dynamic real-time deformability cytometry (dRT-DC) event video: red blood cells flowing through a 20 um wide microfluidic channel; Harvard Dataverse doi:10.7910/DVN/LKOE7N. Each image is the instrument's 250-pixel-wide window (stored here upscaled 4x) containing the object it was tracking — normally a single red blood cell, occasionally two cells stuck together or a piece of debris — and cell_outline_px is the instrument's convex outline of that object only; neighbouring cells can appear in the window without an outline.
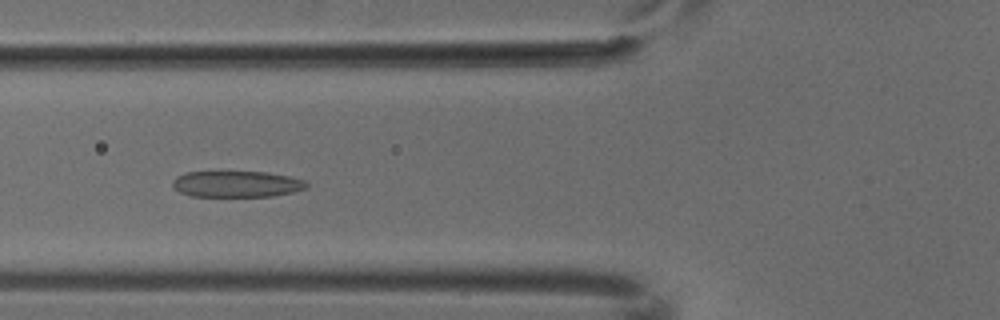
{"species": "common noctule bat (a hibernating species)", "species_latin": "Nyctalus noctula", "temperature_condition": "cold", "stored_images_in_passage": 6, "camera_frame_rate_fps": 3000, "um_per_image_px": 0.085, "animal": {"sex": "male", "body_mass_g": 18.8}, "frame": {"image": 1, "passage_image": 5, "time_ms": 1.333, "image_size_px": [1000, 320], "cell_outline_px": [[308, 184], [304, 188], [292, 192], [272, 196], [192, 196], [180, 192], [172, 188], [172, 180], [176, 176], [184, 172], [268, 172], [288, 176], [304, 180]], "centroid_in_image_um": [20.06, 15.64], "position_along_channel_um": 105.7, "area_um2": 20.4}}
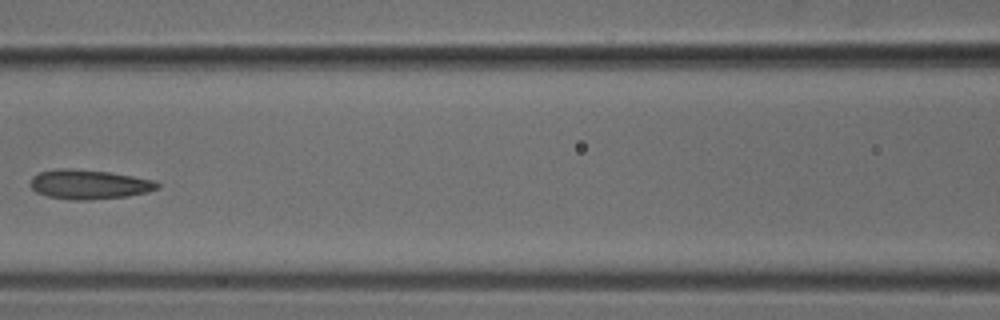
{"frame": {"image": 2, "passage_image": 6, "time_ms": 1.667, "image_size_px": [1000, 320], "cell_outline_px": [[160, 188], [148, 192], [124, 196], [88, 200], [72, 200], [48, 196], [36, 192], [28, 184], [32, 176], [40, 172], [56, 168], [72, 168], [108, 172], [156, 180], [160, 184]], "centroid_in_image_um": [7.55, 15.66], "position_along_channel_um": 159.0, "area_um2": 21.91}}